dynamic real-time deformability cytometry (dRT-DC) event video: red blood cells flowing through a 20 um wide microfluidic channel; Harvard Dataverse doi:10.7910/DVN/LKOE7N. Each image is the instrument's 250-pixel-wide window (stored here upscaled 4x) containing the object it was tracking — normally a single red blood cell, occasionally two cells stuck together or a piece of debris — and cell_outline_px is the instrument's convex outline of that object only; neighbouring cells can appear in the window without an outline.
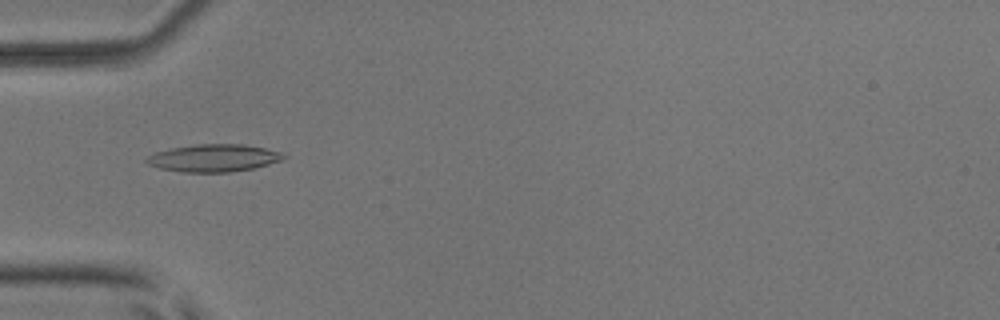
{"species": "common noctule bat (a hibernating species)", "species_latin": "Nyctalus noctula", "temperature_condition": "room temperature", "stored_images_in_passage": 53, "camera_frame_rate_fps": 3000, "um_per_image_px": 0.085, "animal": {"sex": "male", "body_mass_g": 17.9, "forearm_length_mm": 54.2}, "frame": {"image": 1, "passage_image": 18, "time_ms": 5.667, "image_size_px": [1000, 320], "cell_outline_px": [[288, 156], [280, 160], [268, 164], [252, 168], [232, 172], [180, 172], [160, 168], [148, 164], [144, 160], [148, 156], [156, 152], [172, 148], [196, 144], [244, 144], [264, 148], [280, 152]], "centroid_in_image_um": [18.15, 13.43], "position_along_channel_um": 66.9, "area_um2": 21.79}}
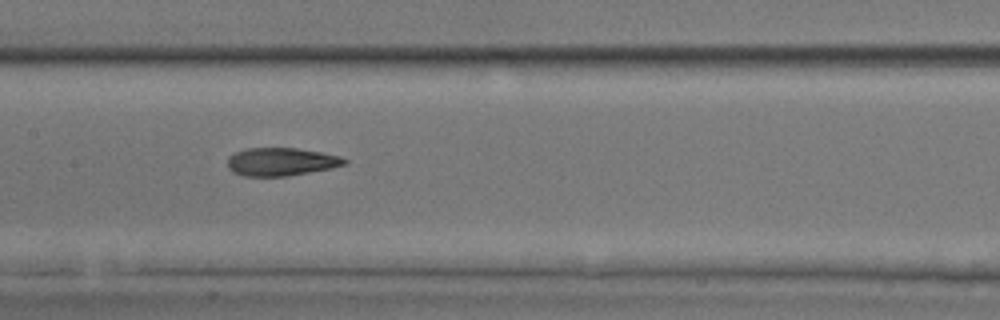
{"frame": {"image": 2, "passage_image": 27, "time_ms": 8.667, "image_size_px": [1000, 320], "cell_outline_px": [[348, 164], [288, 176], [244, 176], [232, 172], [228, 168], [228, 156], [232, 152], [244, 148], [296, 148], [320, 152], [340, 156], [348, 160]], "centroid_in_image_um": [23.84, 13.74], "position_along_channel_um": 183.6, "area_um2": 19.19}}
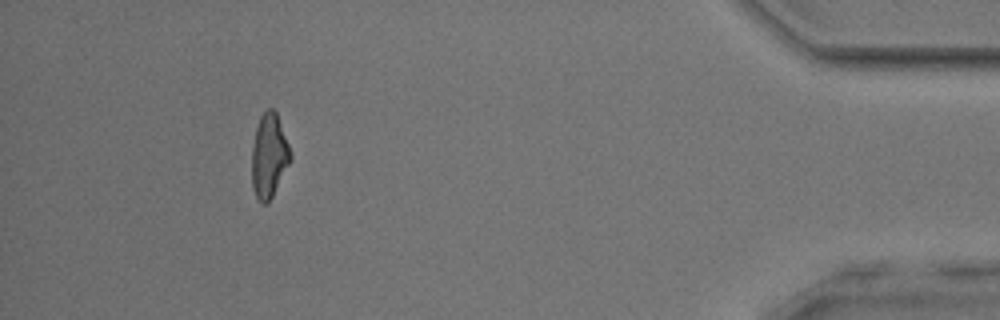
{"frame": {"image": 3, "passage_image": 49, "time_ms": 16.0, "image_size_px": [1000, 320], "cell_outline_px": [[292, 160], [268, 204], [260, 204], [252, 188], [252, 148], [256, 128], [260, 116], [268, 108], [272, 108], [276, 112], [288, 144], [292, 156]], "centroid_in_image_um": [22.87, 13.29], "position_along_channel_um": 412.3, "area_um2": 18.96}, "authors_computed_cell_mechanics": {"area_um2": 19.652, "velocity_mm_per_s": 3.9303, "shape_relaxation_time_tau1_ms": null, "shape_relaxation_time_tau2_ms": 2.8009, "deformation_change_tau1": null, "deformation_change_tau2": 0.1276}}